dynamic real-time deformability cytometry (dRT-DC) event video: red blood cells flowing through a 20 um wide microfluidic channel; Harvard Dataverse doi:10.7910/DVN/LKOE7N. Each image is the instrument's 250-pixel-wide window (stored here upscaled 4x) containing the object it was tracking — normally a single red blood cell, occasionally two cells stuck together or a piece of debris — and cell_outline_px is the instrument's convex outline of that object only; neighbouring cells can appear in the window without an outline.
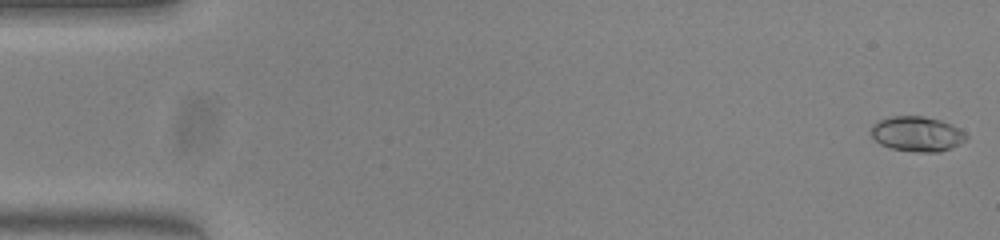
{"species": "common noctule bat (a hibernating species)", "species_latin": "Nyctalus noctula", "temperature_condition": "warm", "stored_images_in_passage": 51, "camera_frame_rate_fps": 3000, "um_per_image_px": 0.085, "animal": {"sex": "female", "body_mass_g": 23.0, "forearm_length_mm": 53.4}, "frame": {"image": 1, "passage_image": 1, "time_ms": 0.0, "image_size_px": [1000, 240], "cell_outline_px": [[968, 136], [964, 140], [952, 148], [940, 152], [920, 152], [892, 148], [880, 144], [868, 132], [872, 124], [876, 120], [892, 116], [924, 116], [940, 120], [952, 124], [960, 128]], "centroid_in_image_um": [77.92, 11.37], "position_along_channel_um": 7.1, "area_um2": 19.59}}
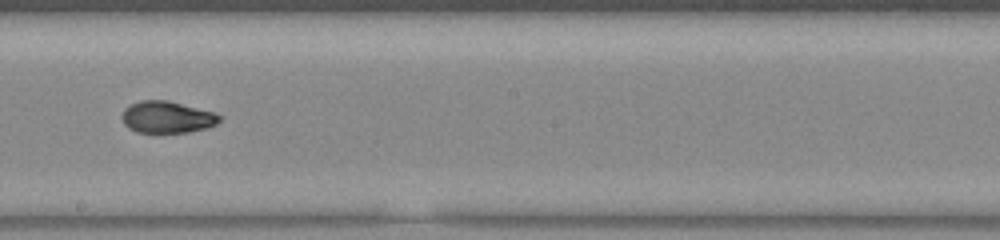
{"frame": {"image": 2, "passage_image": 29, "time_ms": 9.333, "image_size_px": [1000, 240], "cell_outline_px": [[224, 116], [216, 124], [208, 128], [188, 132], [136, 132], [128, 128], [124, 124], [124, 108], [140, 100], [168, 100], [216, 112]], "centroid_in_image_um": [14.27, 9.95], "position_along_channel_um": 233.9, "area_um2": 18.15}}
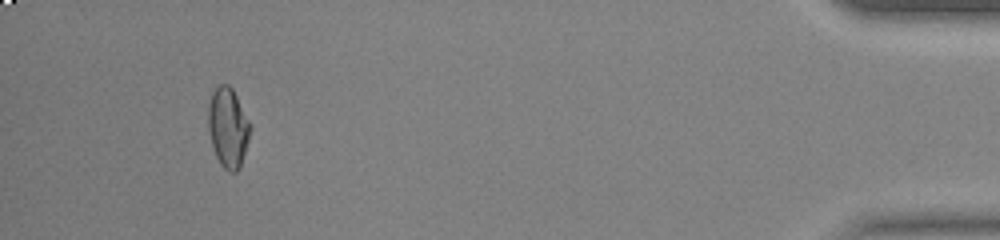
{"frame": {"image": 3, "passage_image": 48, "time_ms": 15.667, "image_size_px": [1000, 240], "cell_outline_px": [[252, 124], [248, 140], [240, 168], [236, 172], [228, 172], [220, 164], [216, 156], [212, 144], [208, 128], [208, 104], [212, 92], [220, 84], [228, 84], [232, 88]], "centroid_in_image_um": [19.39, 10.83], "position_along_channel_um": 415.8, "area_um2": 19.59}, "authors_computed_cell_mechanics": {"area_um2": 18.4382, "velocity_mm_per_s": 4.0044, "shape_relaxation_time_tau1_ms": 5.7769, "shape_relaxation_time_tau2_ms": 2.394, "deformation_change_tau1": 0.2113, "deformation_change_tau2": 0.0539}}